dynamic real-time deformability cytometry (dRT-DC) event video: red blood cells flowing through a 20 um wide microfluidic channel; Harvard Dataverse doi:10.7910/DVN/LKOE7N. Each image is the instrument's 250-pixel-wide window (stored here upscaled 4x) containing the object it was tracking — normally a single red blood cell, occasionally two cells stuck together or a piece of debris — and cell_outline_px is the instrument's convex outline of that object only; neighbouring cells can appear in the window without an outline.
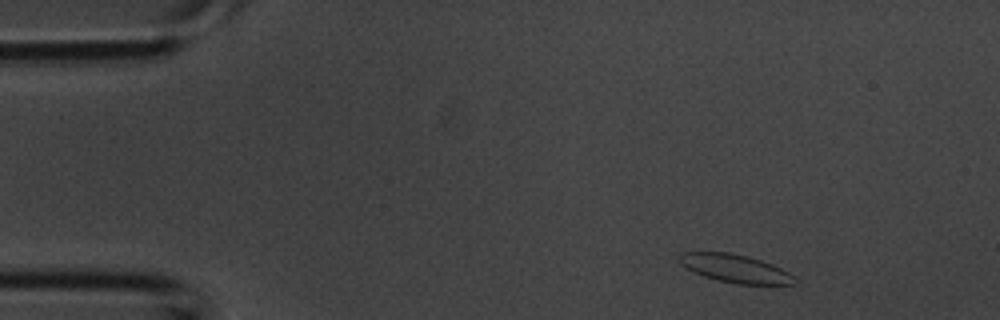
{"species": "common noctule bat (a hibernating species)", "species_latin": "Nyctalus noctula", "temperature_condition": "room temperature", "stored_images_in_passage": 4, "camera_frame_rate_fps": 3000, "um_per_image_px": 0.085, "animal": {"sex": "male", "body_mass_g": 20.1, "forearm_length_mm": 53.5}, "frame": {"image": 1, "passage_image": 1, "time_ms": 0.0, "image_size_px": [1000, 320], "cell_outline_px": [[796, 284], [736, 284], [716, 280], [692, 272], [680, 264], [676, 256], [684, 252], [728, 252], [760, 260], [772, 264], [796, 276]], "centroid_in_image_um": [62.45, 22.83], "position_along_channel_um": 22.6, "area_um2": 18.96}}
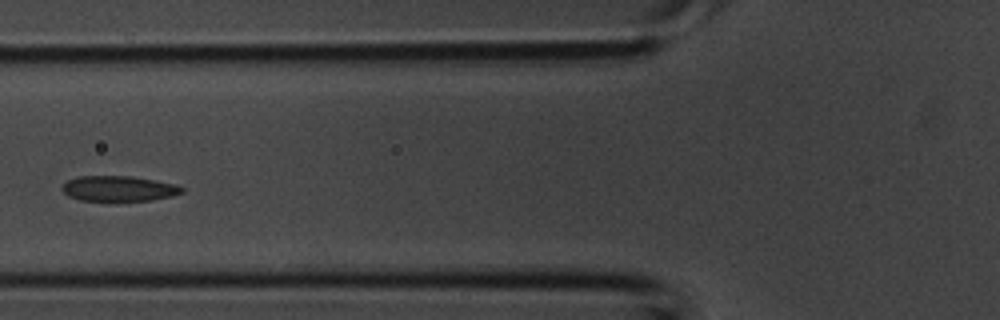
{"frame": {"image": 2, "passage_image": 4, "time_ms": 1.0, "image_size_px": [1000, 320], "cell_outline_px": [[184, 192], [172, 196], [152, 200], [112, 204], [80, 200], [68, 196], [60, 188], [68, 180], [76, 176], [132, 176], [176, 184], [184, 188]], "centroid_in_image_um": [10.08, 16.08], "position_along_channel_um": 115.7, "area_um2": 18.67}}